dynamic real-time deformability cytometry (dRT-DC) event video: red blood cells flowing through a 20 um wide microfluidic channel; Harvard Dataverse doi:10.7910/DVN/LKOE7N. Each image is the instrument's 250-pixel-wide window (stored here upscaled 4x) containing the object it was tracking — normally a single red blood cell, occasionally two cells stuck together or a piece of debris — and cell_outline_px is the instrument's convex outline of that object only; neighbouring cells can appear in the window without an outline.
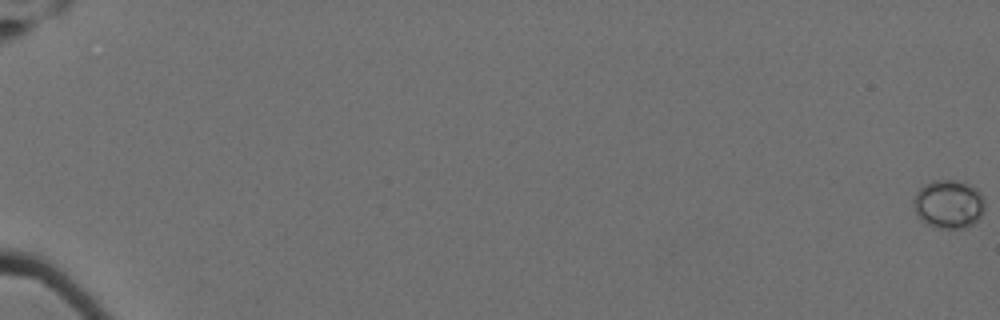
{"species": "Egyptian fruit bat (a non-hibernating species)", "species_latin": "Rousettus aegyptiacus", "temperature_condition": "cold", "stored_images_in_passage": 61, "camera_frame_rate_fps": 3000, "um_per_image_px": 0.085, "animal": {"sex": "female"}, "frame": {"image": 1, "passage_image": 1, "time_ms": 0.0, "image_size_px": [1000, 320], "cell_outline_px": [[984, 212], [972, 224], [964, 228], [936, 228], [928, 224], [916, 212], [912, 204], [916, 192], [924, 184], [932, 180], [956, 180], [968, 184], [976, 188], [980, 192], [984, 200]], "centroid_in_image_um": [80.64, 17.33], "position_along_channel_um": 4.4, "area_um2": 20.06}}
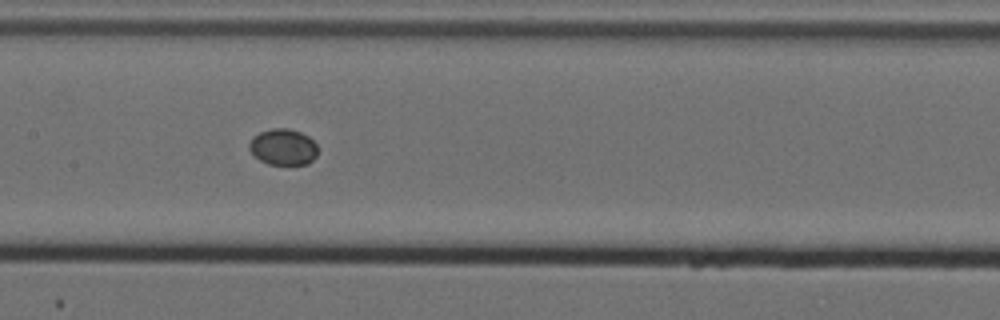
{"frame": {"image": 2, "passage_image": 35, "time_ms": 11.333, "image_size_px": [1000, 320], "cell_outline_px": [[316, 156], [308, 164], [268, 164], [260, 160], [248, 148], [248, 144], [252, 136], [260, 132], [272, 128], [288, 128], [300, 132], [308, 136], [316, 144]], "centroid_in_image_um": [24.04, 12.48], "position_along_channel_um": 183.4, "area_um2": 14.39}}
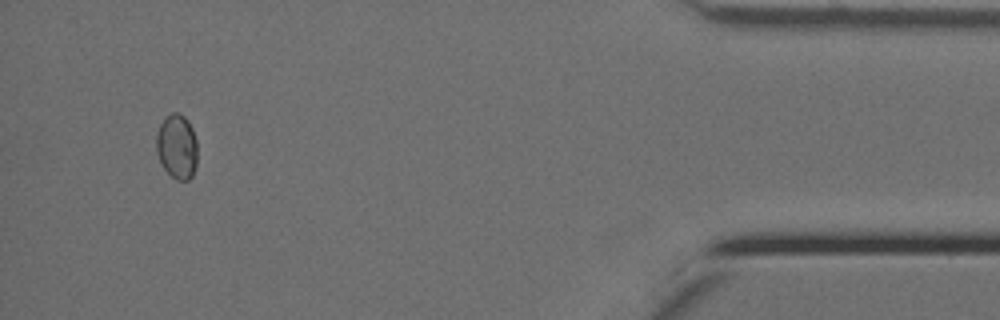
{"frame": {"image": 3, "passage_image": 60, "time_ms": 19.667, "image_size_px": [1000, 320], "cell_outline_px": [[196, 164], [192, 176], [188, 180], [176, 180], [164, 168], [156, 152], [156, 136], [160, 124], [172, 112], [176, 112], [184, 116], [188, 120], [192, 128], [196, 140]], "centroid_in_image_um": [15.04, 12.46], "position_along_channel_um": 420.2, "area_um2": 15.32}}